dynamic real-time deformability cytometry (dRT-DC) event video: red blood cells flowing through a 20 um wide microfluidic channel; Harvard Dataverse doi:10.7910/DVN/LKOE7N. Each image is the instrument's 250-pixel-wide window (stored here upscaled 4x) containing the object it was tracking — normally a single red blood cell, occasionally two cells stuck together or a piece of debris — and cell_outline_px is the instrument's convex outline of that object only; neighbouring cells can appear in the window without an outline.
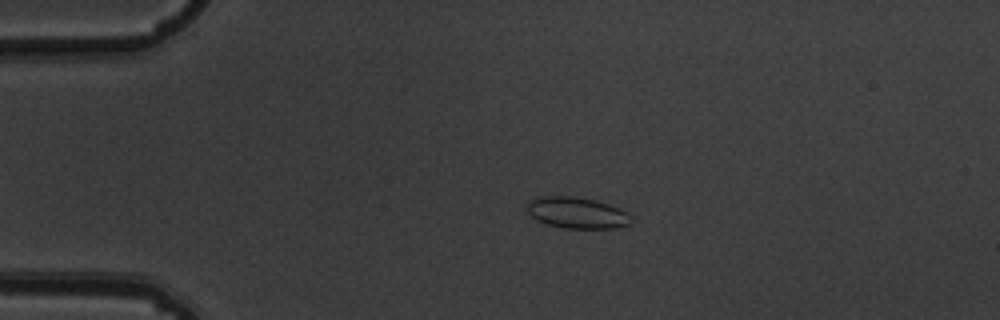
{"species": "common noctule bat (a hibernating species)", "species_latin": "Nyctalus noctula", "temperature_condition": "warm", "stored_images_in_passage": 4, "camera_frame_rate_fps": 3000, "um_per_image_px": 0.085, "animal": {"sex": "male", "body_mass_g": 19.5, "forearm_length_mm": 54.6}, "frame": {"image": 1, "passage_image": 3, "time_ms": 0.667, "image_size_px": [1000, 320], "cell_outline_px": [[628, 224], [616, 228], [564, 228], [548, 224], [532, 216], [528, 212], [528, 200], [536, 196], [568, 196], [596, 200], [620, 208], [628, 212]], "centroid_in_image_um": [49.01, 18.07], "position_along_channel_um": 36.0, "area_um2": 18.67}}